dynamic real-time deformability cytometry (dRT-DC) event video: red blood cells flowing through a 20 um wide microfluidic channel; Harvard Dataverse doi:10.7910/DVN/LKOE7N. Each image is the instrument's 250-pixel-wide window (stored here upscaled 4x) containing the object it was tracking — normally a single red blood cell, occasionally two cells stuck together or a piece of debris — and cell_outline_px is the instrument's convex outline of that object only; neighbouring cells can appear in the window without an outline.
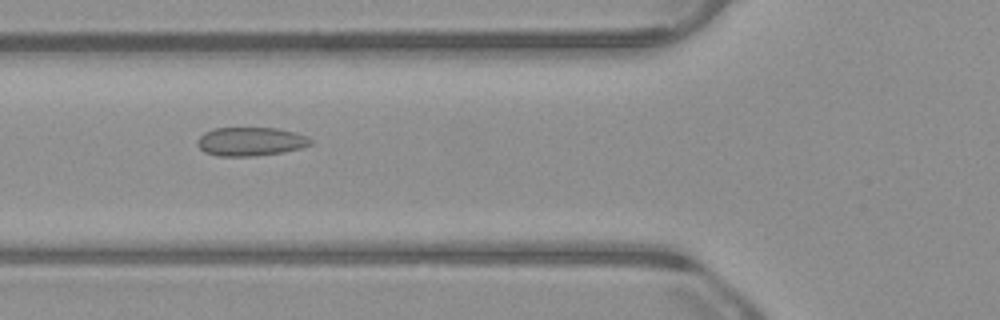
{"species": "common noctule bat (a hibernating species)", "species_latin": "Nyctalus noctula", "temperature_condition": "warm", "stored_images_in_passage": 42, "segment_of_instrument_passage": [1, 2], "camera_frame_rate_fps": 3000, "um_per_image_px": 0.085, "animal": {"sex": "male", "body_mass_g": 23.1, "forearm_length_mm": 52.7}, "frame": {"image": 1, "passage_image": 7, "time_ms": 2.0, "image_size_px": [1000, 320], "cell_outline_px": [[312, 144], [300, 148], [284, 152], [256, 156], [216, 156], [204, 152], [200, 148], [200, 136], [204, 132], [216, 128], [276, 128], [308, 136], [312, 140]], "centroid_in_image_um": [21.33, 12.04], "position_along_channel_um": 104.5, "area_um2": 18.79}}
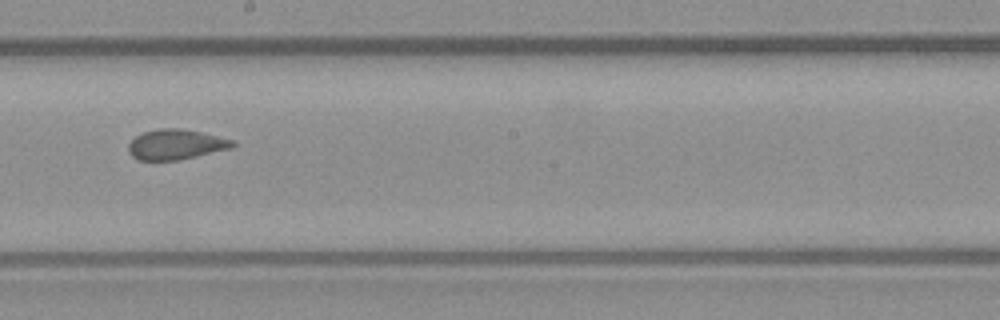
{"frame": {"image": 2, "passage_image": 17, "time_ms": 5.333, "image_size_px": [1000, 320], "cell_outline_px": [[236, 144], [232, 148], [196, 156], [176, 160], [136, 160], [128, 152], [128, 144], [136, 136], [144, 132], [160, 128], [180, 128], [200, 132], [232, 140]], "centroid_in_image_um": [14.91, 12.28], "position_along_channel_um": 233.3, "area_um2": 18.15}}
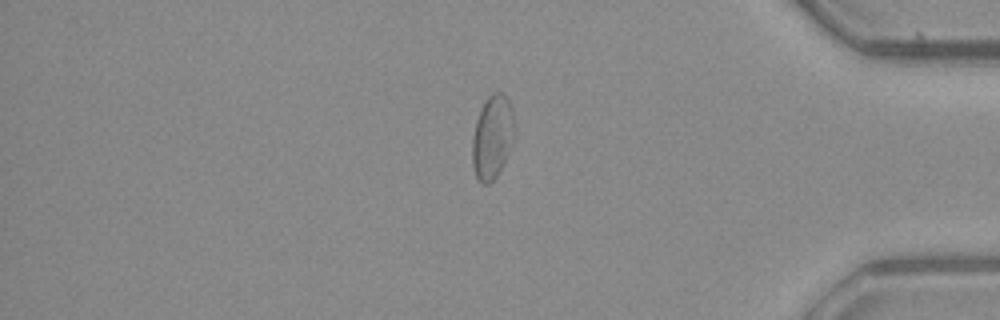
{"frame": {"image": 3, "passage_image": 32, "time_ms": 10.333, "image_size_px": [1000, 320], "cell_outline_px": [[516, 136], [496, 176], [488, 184], [480, 184], [476, 176], [472, 164], [472, 136], [476, 120], [488, 96], [492, 92], [504, 92], [512, 108], [516, 132]], "centroid_in_image_um": [41.86, 11.63], "position_along_channel_um": 393.3, "area_um2": 20.69}}